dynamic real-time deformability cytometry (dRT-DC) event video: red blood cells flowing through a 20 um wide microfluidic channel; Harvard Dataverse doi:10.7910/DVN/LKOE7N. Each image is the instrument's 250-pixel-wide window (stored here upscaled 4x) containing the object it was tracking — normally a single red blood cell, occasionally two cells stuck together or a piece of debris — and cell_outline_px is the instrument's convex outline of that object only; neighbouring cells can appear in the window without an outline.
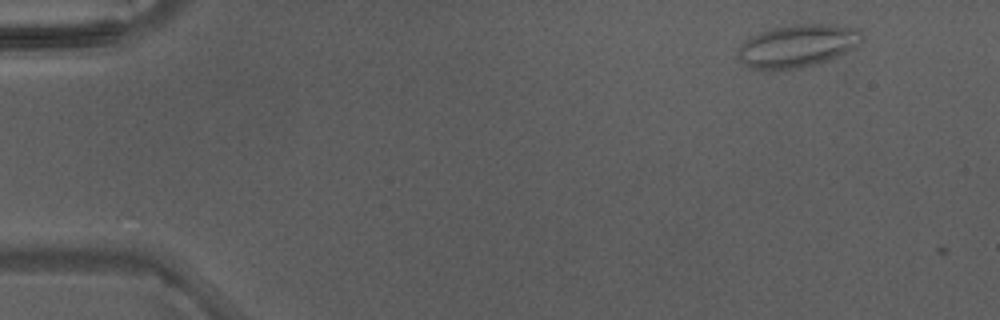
{"species": "Egyptian fruit bat (a non-hibernating species)", "species_latin": "Rousettus aegyptiacus", "temperature_condition": "warm", "stored_images_in_passage": 4, "camera_frame_rate_fps": 3000, "um_per_image_px": 0.085, "animal": {"sex": "male"}, "frame": {"image": 1, "passage_image": 2, "time_ms": 0.333, "image_size_px": [1000, 320], "cell_outline_px": [[864, 40], [852, 48], [828, 60], [816, 64], [772, 72], [768, 72], [752, 68], [744, 64], [740, 60], [740, 44], [752, 36], [760, 32], [772, 28], [792, 24], [828, 24], [860, 28]], "centroid_in_image_um": [67.79, 3.9], "position_along_channel_um": 17.2, "area_um2": 30.92}}